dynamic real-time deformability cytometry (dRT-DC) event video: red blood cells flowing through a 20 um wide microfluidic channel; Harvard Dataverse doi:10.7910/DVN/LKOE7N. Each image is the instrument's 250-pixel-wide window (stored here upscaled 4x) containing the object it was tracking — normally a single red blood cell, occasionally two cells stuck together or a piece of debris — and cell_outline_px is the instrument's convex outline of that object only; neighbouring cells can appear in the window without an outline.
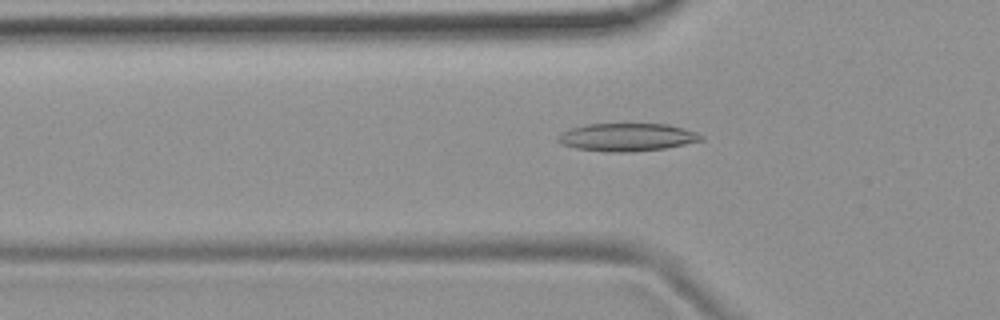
{"species": "common noctule bat (a hibernating species)", "species_latin": "Nyctalus noctula", "temperature_condition": "room temperature", "stored_images_in_passage": 39, "camera_frame_rate_fps": 3000, "um_per_image_px": 0.085, "animal": {"sex": "female", "body_mass_g": 19.9}, "frame": {"image": 1, "passage_image": 3, "time_ms": 0.667, "image_size_px": [1000, 320], "cell_outline_px": [[704, 140], [664, 148], [632, 152], [608, 152], [576, 148], [564, 144], [556, 140], [560, 132], [568, 128], [588, 124], [668, 124], [684, 128], [696, 132], [704, 136]], "centroid_in_image_um": [53.29, 11.65], "position_along_channel_um": 72.5, "area_um2": 23.29}}
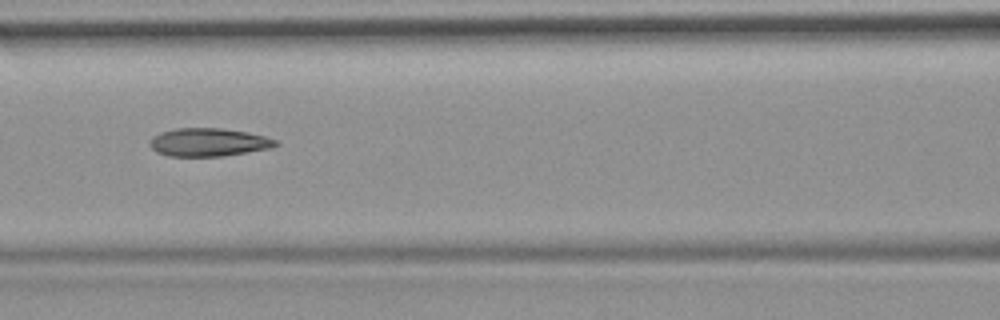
{"frame": {"image": 2, "passage_image": 9, "time_ms": 2.667, "image_size_px": [1000, 320], "cell_outline_px": [[280, 144], [272, 148], [224, 156], [168, 156], [156, 152], [148, 144], [152, 136], [160, 132], [176, 128], [220, 128], [248, 132], [264, 136], [276, 140]], "centroid_in_image_um": [17.71, 12.09], "position_along_channel_um": 148.9, "area_um2": 20.81}}
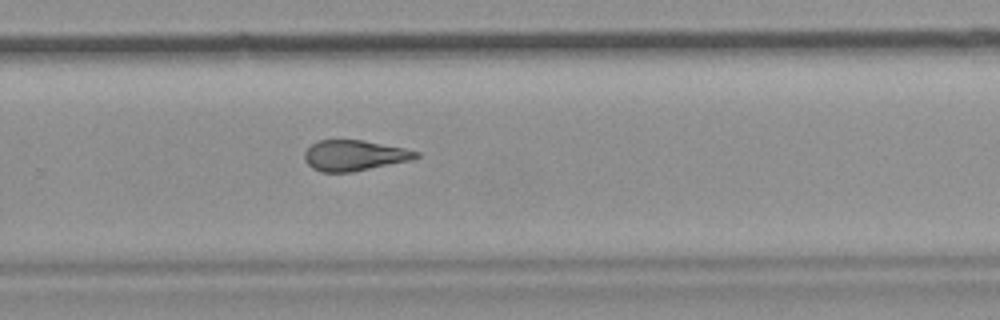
{"frame": {"image": 3, "passage_image": 21, "time_ms": 6.667, "image_size_px": [1000, 320], "cell_outline_px": [[420, 156], [412, 160], [352, 172], [320, 172], [312, 168], [304, 160], [304, 152], [312, 144], [320, 140], [364, 140], [404, 148], [420, 152]], "centroid_in_image_um": [30.12, 13.22], "position_along_channel_um": 299.7, "area_um2": 19.94}, "authors_computed_cell_mechanics": {"area_um2": 20.6924, "velocity_mm_per_s": 3.7819, "shape_relaxation_time_tau1_ms": null, "shape_relaxation_time_tau2_ms": 4.6403, "deformation_change_tau1": null, "deformation_change_tau2": 0.1375}}